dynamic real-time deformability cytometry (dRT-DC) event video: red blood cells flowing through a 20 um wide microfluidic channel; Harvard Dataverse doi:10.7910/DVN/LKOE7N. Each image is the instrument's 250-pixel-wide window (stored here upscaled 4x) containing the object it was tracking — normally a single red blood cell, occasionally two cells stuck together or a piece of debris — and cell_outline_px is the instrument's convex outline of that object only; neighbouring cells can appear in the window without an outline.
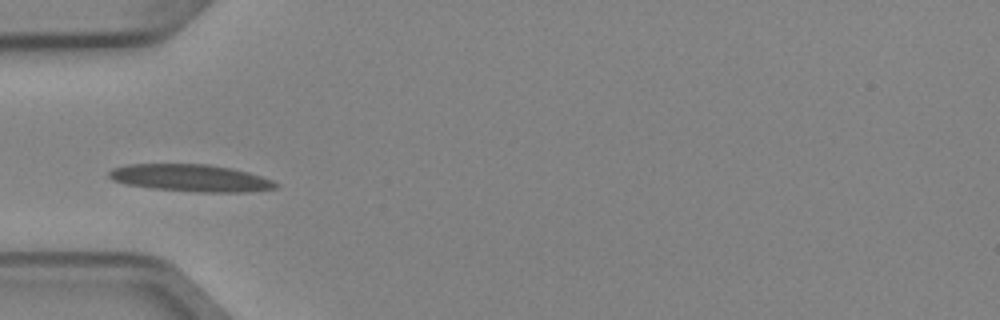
{"species": "Egyptian fruit bat (a non-hibernating species)", "species_latin": "Rousettus aegyptiacus", "temperature_condition": "cold", "stored_images_in_passage": 5, "camera_frame_rate_fps": 3000, "um_per_image_px": 0.085, "animal": {"sex": "female"}, "frame": {"image": 1, "passage_image": 4, "time_ms": 1.0, "image_size_px": [1000, 320], "cell_outline_px": [[280, 184], [276, 188], [244, 192], [200, 192], [152, 188], [124, 184], [112, 180], [108, 176], [108, 172], [112, 168], [128, 164], [208, 164], [232, 168], [248, 172], [272, 180]], "centroid_in_image_um": [16.18, 15.12], "position_along_channel_um": 68.8, "area_um2": 26.41}}
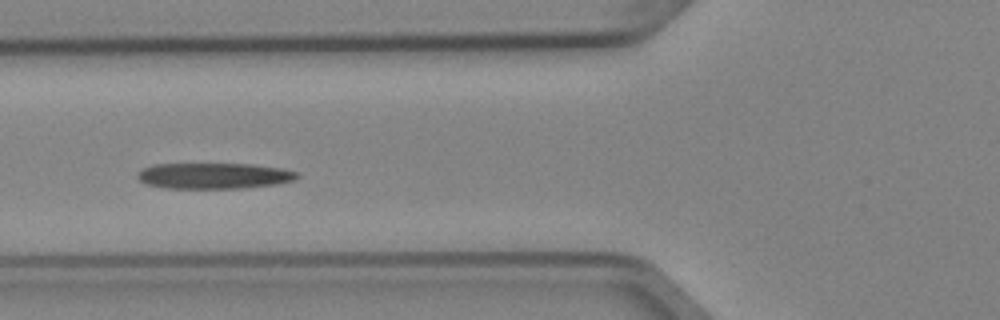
{"frame": {"image": 2, "passage_image": 5, "time_ms": 1.333, "image_size_px": [1000, 320], "cell_outline_px": [[300, 176], [296, 180], [276, 184], [244, 188], [164, 188], [148, 184], [140, 180], [136, 176], [136, 172], [152, 164], [252, 164], [280, 168], [300, 172]], "centroid_in_image_um": [18.21, 14.94], "position_along_channel_um": 107.6, "area_um2": 24.22}}